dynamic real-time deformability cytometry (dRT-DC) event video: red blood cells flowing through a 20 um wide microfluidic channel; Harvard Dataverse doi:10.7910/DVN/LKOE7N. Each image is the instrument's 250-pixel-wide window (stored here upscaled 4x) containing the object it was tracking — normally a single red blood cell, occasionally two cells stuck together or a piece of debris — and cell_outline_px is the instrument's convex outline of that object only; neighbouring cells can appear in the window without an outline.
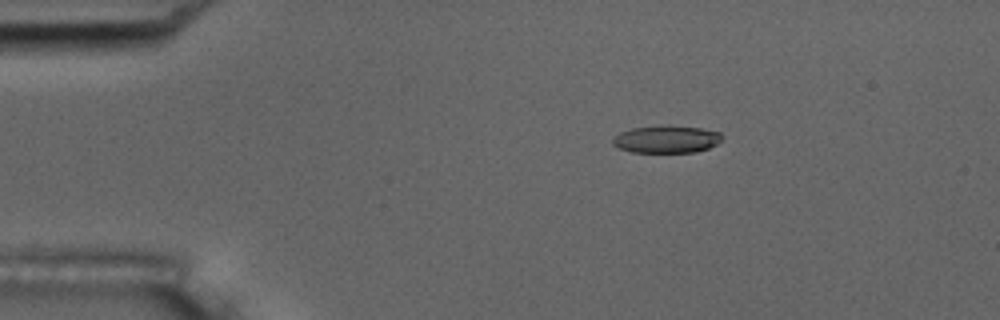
{"species": "common noctule bat (a hibernating species)", "species_latin": "Nyctalus noctula", "temperature_condition": "room temperature", "stored_images_in_passage": 5, "camera_frame_rate_fps": 3000, "um_per_image_px": 0.085, "animal": {"sex": "male", "body_mass_g": 17.5, "forearm_length_mm": 52.3}, "frame": {"image": 1, "passage_image": 3, "time_ms": 2.333, "image_size_px": [1000, 320], "cell_outline_px": [[724, 136], [716, 144], [708, 148], [696, 152], [632, 152], [620, 148], [612, 144], [612, 140], [620, 132], [632, 128], [668, 124], [700, 128], [720, 132]], "centroid_in_image_um": [56.66, 11.82], "position_along_channel_um": 28.3, "area_um2": 17.57}}